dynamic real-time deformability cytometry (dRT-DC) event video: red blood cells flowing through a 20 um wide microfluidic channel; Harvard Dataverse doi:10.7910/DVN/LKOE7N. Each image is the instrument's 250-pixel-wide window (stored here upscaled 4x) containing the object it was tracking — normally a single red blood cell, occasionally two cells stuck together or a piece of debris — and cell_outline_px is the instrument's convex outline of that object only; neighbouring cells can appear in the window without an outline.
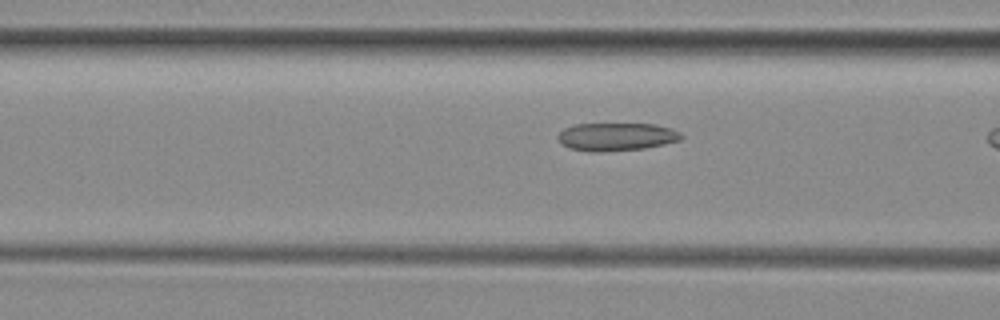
{"species": "common noctule bat (a hibernating species)", "species_latin": "Nyctalus noctula", "temperature_condition": "room temperature", "stored_images_in_passage": 18, "camera_frame_rate_fps": 3000, "um_per_image_px": 0.085, "animal": {"sex": "female", "body_mass_g": 29.2, "forearm_length_mm": 56.3}, "frame": {"image": 1, "passage_image": 16, "time_ms": 5.0, "image_size_px": [1000, 320], "cell_outline_px": [[684, 136], [680, 140], [664, 144], [644, 148], [604, 152], [588, 152], [568, 148], [556, 136], [564, 128], [576, 124], [656, 124], [672, 128], [680, 132]], "centroid_in_image_um": [52.41, 11.63], "position_along_channel_um": 114.2, "area_um2": 20.23}}